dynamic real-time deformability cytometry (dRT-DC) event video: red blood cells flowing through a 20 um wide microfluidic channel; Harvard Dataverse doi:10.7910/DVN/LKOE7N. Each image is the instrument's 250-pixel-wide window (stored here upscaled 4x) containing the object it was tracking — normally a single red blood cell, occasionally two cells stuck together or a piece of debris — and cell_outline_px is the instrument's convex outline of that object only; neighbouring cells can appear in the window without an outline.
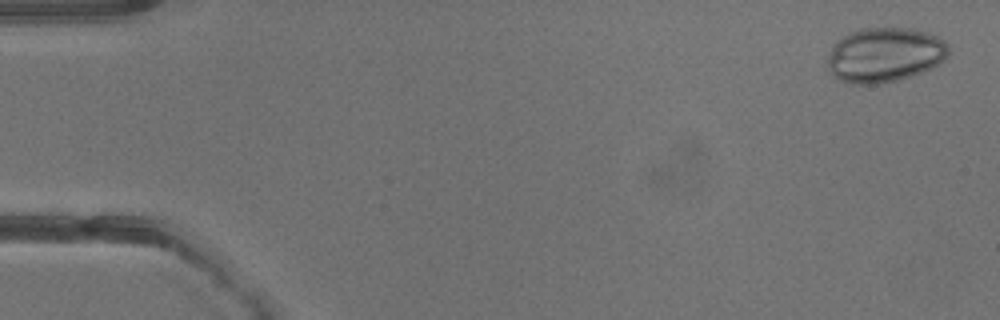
{"species": "common noctule bat (a hibernating species)", "species_latin": "Nyctalus noctula", "temperature_condition": "warm", "stored_images_in_passage": 41, "camera_frame_rate_fps": 3000, "um_per_image_px": 0.085, "animal": {"sex": "male", "body_mass_g": 13.3}, "frame": {"image": 1, "passage_image": 2, "time_ms": 0.333, "image_size_px": [1000, 320], "cell_outline_px": [[948, 56], [944, 60], [912, 76], [896, 80], [876, 84], [852, 84], [840, 80], [828, 68], [828, 56], [832, 44], [836, 40], [848, 32], [860, 28], [912, 28], [928, 32], [944, 40], [948, 44]], "centroid_in_image_um": [75.18, 4.64], "position_along_channel_um": 9.8, "area_um2": 38.61}}
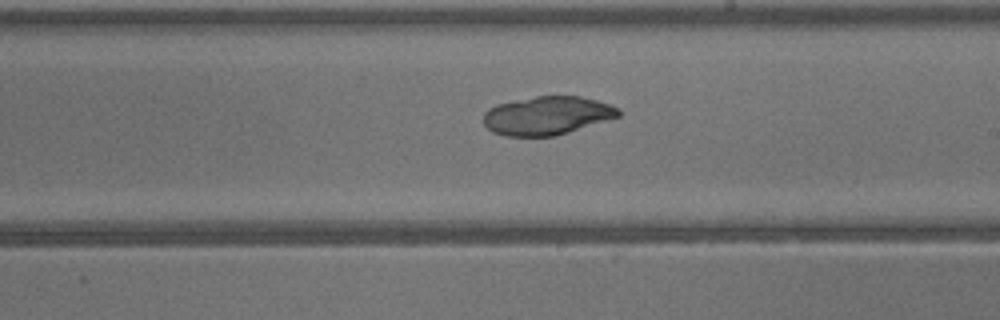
{"frame": {"image": 2, "passage_image": 24, "time_ms": 7.667, "image_size_px": [1000, 320], "cell_outline_px": [[620, 116], [556, 136], [504, 136], [492, 132], [484, 124], [484, 112], [488, 108], [496, 104], [536, 96], [580, 96], [612, 104], [620, 108]], "centroid_in_image_um": [46.51, 9.82], "position_along_channel_um": 242.5, "area_um2": 30.4}}
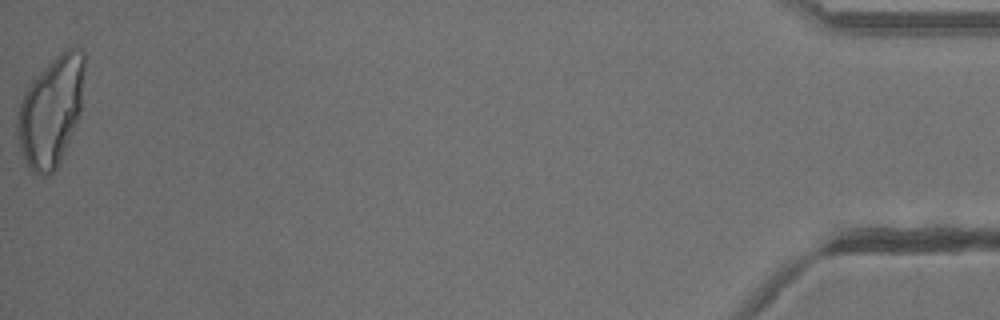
{"frame": {"image": 3, "passage_image": 41, "time_ms": 13.333, "image_size_px": [1000, 320], "cell_outline_px": [[84, 72], [80, 112], [60, 164], [48, 176], [36, 176], [32, 172], [20, 152], [16, 128], [16, 120], [20, 100], [24, 92], [32, 80], [60, 52], [68, 48], [76, 48], [84, 52]], "centroid_in_image_um": [4.31, 9.5], "position_along_channel_um": 430.9, "area_um2": 42.89}}